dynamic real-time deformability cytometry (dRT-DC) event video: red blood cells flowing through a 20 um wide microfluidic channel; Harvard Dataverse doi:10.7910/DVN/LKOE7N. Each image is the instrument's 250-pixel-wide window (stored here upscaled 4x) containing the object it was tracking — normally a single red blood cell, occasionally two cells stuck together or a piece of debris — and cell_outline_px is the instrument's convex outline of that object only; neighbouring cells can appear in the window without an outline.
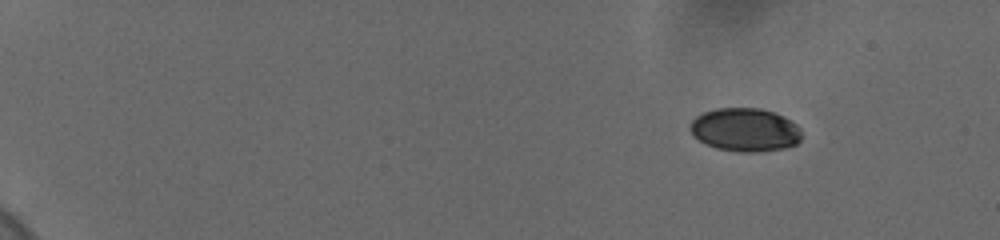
{"species": "human", "species_latin": "Homo sapiens", "temperature_condition": "cold", "stored_images_in_passage": 52, "camera_frame_rate_fps": 3000, "um_per_image_px": 0.085, "donor": {"sex": "female"}, "frame": {"image": 1, "passage_image": 1, "time_ms": 0.0, "image_size_px": [1000, 240], "cell_outline_px": [[800, 140], [796, 144], [788, 148], [760, 152], [740, 152], [716, 148], [700, 140], [688, 128], [688, 124], [696, 116], [704, 112], [716, 108], [760, 108], [776, 112], [784, 116], [796, 124], [800, 128]], "centroid_in_image_um": [63.35, 11.03], "position_along_channel_um": 21.7, "area_um2": 28.38}}
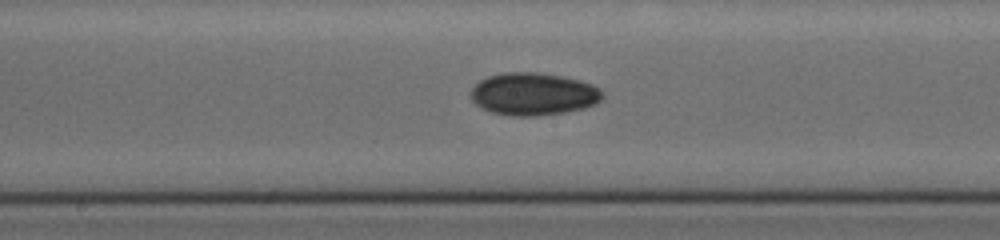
{"frame": {"image": 2, "passage_image": 28, "time_ms": 9.0, "image_size_px": [1000, 240], "cell_outline_px": [[604, 96], [600, 100], [584, 108], [564, 112], [536, 116], [512, 116], [492, 112], [480, 108], [472, 100], [472, 88], [480, 80], [488, 76], [504, 72], [536, 72], [564, 76], [580, 80], [592, 84], [600, 88]], "centroid_in_image_um": [45.34, 7.98], "position_along_channel_um": 202.9, "area_um2": 32.66}}
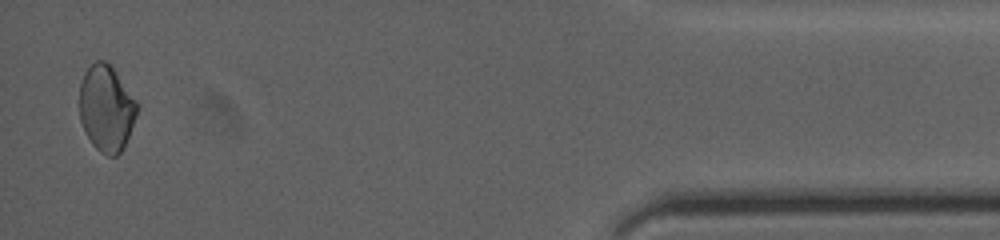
{"frame": {"image": 3, "passage_image": 51, "time_ms": 16.667, "image_size_px": [1000, 240], "cell_outline_px": [[140, 108], [124, 148], [116, 156], [108, 156], [100, 152], [92, 144], [84, 132], [80, 120], [80, 84], [84, 72], [96, 60], [104, 60], [112, 64], [140, 104]], "centroid_in_image_um": [9.08, 9.19], "position_along_channel_um": 426.1, "area_um2": 29.65}, "authors_computed_cell_mechanics": {"area_um2": 29.3913, "velocity_mm_per_s": 3.6873, "shape_relaxation_time_tau1_ms": 3.8192, "shape_relaxation_time_tau2_ms": null, "deformation_change_tau1": 0.0786, "deformation_change_tau2": null}}